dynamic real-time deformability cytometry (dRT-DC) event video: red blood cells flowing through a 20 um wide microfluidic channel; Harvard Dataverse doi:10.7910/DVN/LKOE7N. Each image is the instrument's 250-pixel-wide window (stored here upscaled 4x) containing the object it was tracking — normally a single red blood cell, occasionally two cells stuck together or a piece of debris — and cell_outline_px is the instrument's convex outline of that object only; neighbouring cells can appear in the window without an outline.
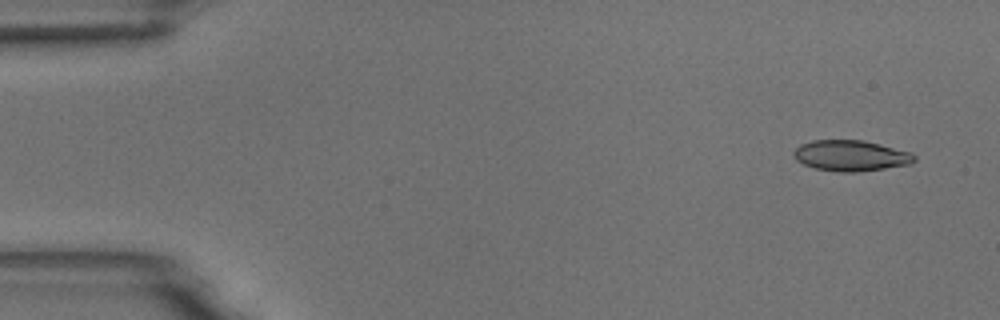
{"species": "common noctule bat (a hibernating species)", "species_latin": "Nyctalus noctula", "temperature_condition": "room temperature", "stored_images_in_passage": 5, "segment_of_instrument_passage": [1, 2], "camera_frame_rate_fps": 3000, "um_per_image_px": 0.085, "animal": {"sex": "male", "body_mass_g": 18.8}, "frame": {"image": 1, "passage_image": 1, "time_ms": 0.0, "image_size_px": [1000, 320], "cell_outline_px": [[916, 160], [908, 164], [884, 168], [856, 172], [840, 172], [816, 168], [804, 164], [796, 160], [792, 152], [800, 144], [812, 140], [864, 140], [912, 152], [916, 156]], "centroid_in_image_um": [72.31, 13.22], "position_along_channel_um": 12.7, "area_um2": 21.62}}